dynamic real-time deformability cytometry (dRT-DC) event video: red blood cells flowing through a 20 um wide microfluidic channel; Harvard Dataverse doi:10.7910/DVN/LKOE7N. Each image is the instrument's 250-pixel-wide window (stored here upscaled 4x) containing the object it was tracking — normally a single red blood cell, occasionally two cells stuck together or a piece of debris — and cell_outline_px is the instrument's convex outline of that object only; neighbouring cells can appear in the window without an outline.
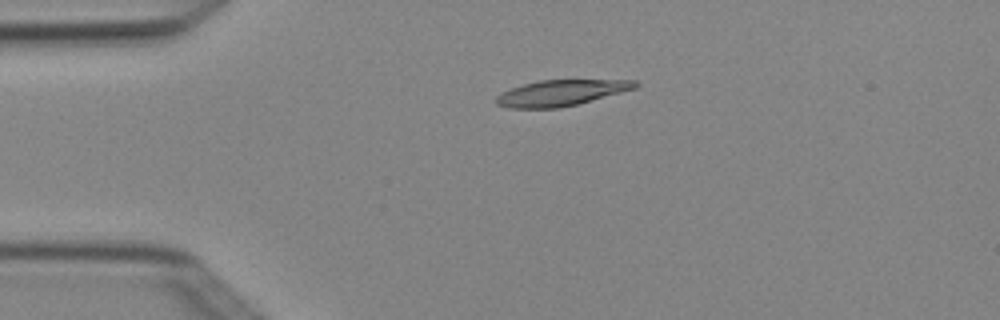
{"species": "Egyptian fruit bat (a non-hibernating species)", "species_latin": "Rousettus aegyptiacus", "temperature_condition": "cold", "stored_images_in_passage": 2, "camera_frame_rate_fps": 3000, "um_per_image_px": 0.085, "animal": {"sex": "female"}, "frame": {"image": 1, "passage_image": 1, "time_ms": 0.0, "image_size_px": [1000, 320], "cell_outline_px": [[640, 84], [636, 88], [576, 104], [560, 108], [508, 108], [496, 104], [496, 96], [500, 92], [524, 84], [540, 80], [636, 80]], "centroid_in_image_um": [47.66, 7.89], "position_along_channel_um": 37.3, "area_um2": 20.81}}